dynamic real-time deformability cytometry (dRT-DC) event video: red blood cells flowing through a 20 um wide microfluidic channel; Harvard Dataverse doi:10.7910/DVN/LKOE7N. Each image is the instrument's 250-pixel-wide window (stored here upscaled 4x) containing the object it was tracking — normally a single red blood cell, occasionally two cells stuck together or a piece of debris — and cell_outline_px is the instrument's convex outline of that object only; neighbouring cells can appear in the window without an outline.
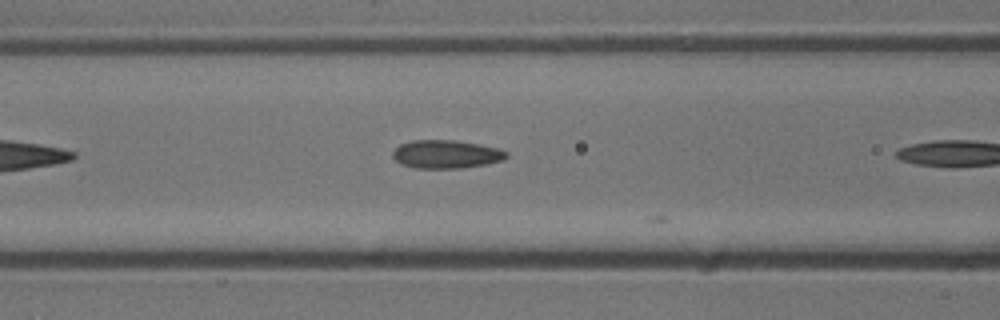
{"species": "common noctule bat (a hibernating species)", "species_latin": "Nyctalus noctula", "temperature_condition": "cold", "stored_images_in_passage": 11, "camera_frame_rate_fps": 3000, "um_per_image_px": 0.085, "animal": {"sex": "male", "body_mass_g": 13.3}, "frame": {"image": 1, "passage_image": 10, "time_ms": 3.0, "image_size_px": [1000, 320], "cell_outline_px": [[508, 156], [504, 160], [484, 164], [460, 168], [416, 168], [400, 164], [392, 156], [392, 152], [400, 144], [412, 140], [456, 140], [480, 144], [496, 148], [508, 152]], "centroid_in_image_um": [37.91, 13.1], "position_along_channel_um": 128.7, "area_um2": 18.73}}